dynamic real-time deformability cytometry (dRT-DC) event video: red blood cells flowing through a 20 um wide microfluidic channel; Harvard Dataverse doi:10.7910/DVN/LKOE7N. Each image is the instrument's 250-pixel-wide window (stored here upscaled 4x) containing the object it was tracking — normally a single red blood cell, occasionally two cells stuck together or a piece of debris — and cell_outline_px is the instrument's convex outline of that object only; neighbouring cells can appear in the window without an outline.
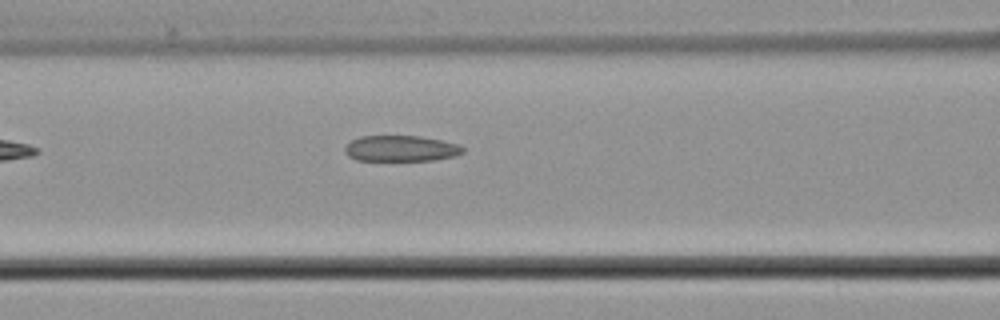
{"species": "common noctule bat (a hibernating species)", "species_latin": "Nyctalus noctula", "temperature_condition": "cold", "stored_images_in_passage": 6, "segment_of_instrument_passage": [1, 2], "camera_frame_rate_fps": 3000, "um_per_image_px": 0.085, "animal": {"sex": "male", "body_mass_g": 21.5, "forearm_length_mm": 52.0}, "frame": {"image": 1, "passage_image": 5, "time_ms": 5.0, "image_size_px": [1000, 320], "cell_outline_px": [[464, 152], [456, 156], [436, 160], [356, 160], [348, 156], [344, 152], [344, 148], [352, 140], [360, 136], [420, 136], [460, 144], [464, 148]], "centroid_in_image_um": [34.1, 12.62], "position_along_channel_um": 132.5, "area_um2": 17.86}}